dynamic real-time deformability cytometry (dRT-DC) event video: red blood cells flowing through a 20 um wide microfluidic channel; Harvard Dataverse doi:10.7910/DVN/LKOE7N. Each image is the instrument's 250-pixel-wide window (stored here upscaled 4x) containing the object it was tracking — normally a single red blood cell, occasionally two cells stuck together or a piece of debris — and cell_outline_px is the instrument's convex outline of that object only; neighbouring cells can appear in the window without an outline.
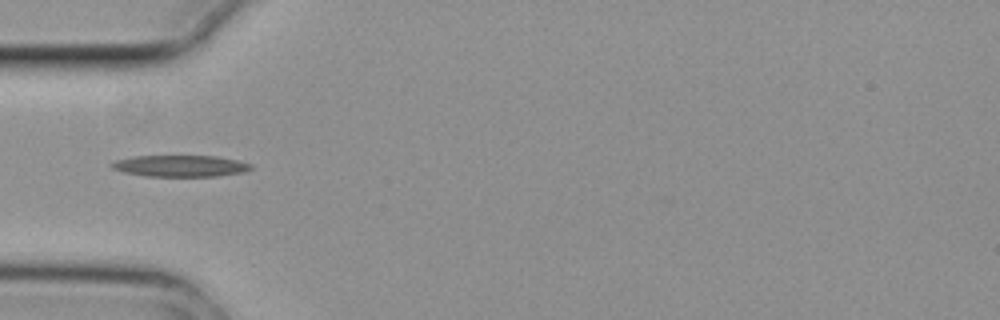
{"species": "common noctule bat (a hibernating species)", "species_latin": "Nyctalus noctula", "temperature_condition": "cold", "stored_images_in_passage": 6, "camera_frame_rate_fps": 3000, "um_per_image_px": 0.085, "animal": {"sex": "female", "body_mass_g": 29.2, "forearm_length_mm": 56.3}, "frame": {"image": 1, "passage_image": 3, "time_ms": 0.667, "image_size_px": [1000, 320], "cell_outline_px": [[252, 168], [244, 172], [216, 176], [144, 176], [124, 172], [112, 168], [112, 164], [116, 160], [132, 156], [216, 156], [236, 160], [252, 164]], "centroid_in_image_um": [15.34, 14.1], "position_along_channel_um": 69.7, "area_um2": 17.28}}
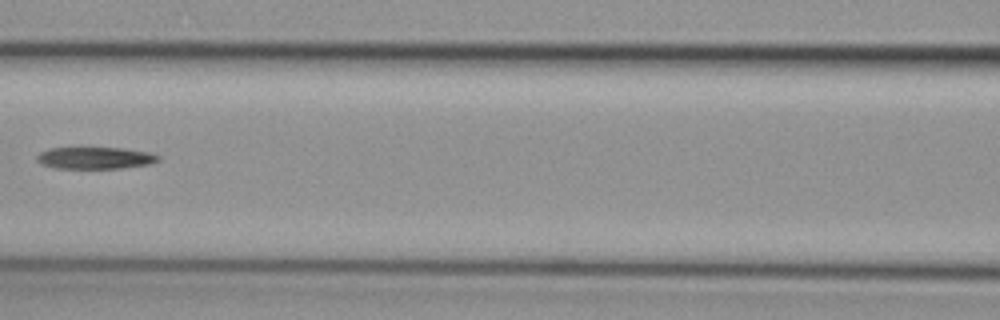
{"frame": {"image": 2, "passage_image": 5, "time_ms": 1.333, "image_size_px": [1000, 320], "cell_outline_px": [[160, 160], [152, 164], [120, 168], [52, 168], [40, 164], [36, 160], [36, 156], [40, 152], [48, 148], [124, 148], [152, 152], [160, 156]], "centroid_in_image_um": [8.1, 13.42], "position_along_channel_um": 158.5, "area_um2": 15.72}}
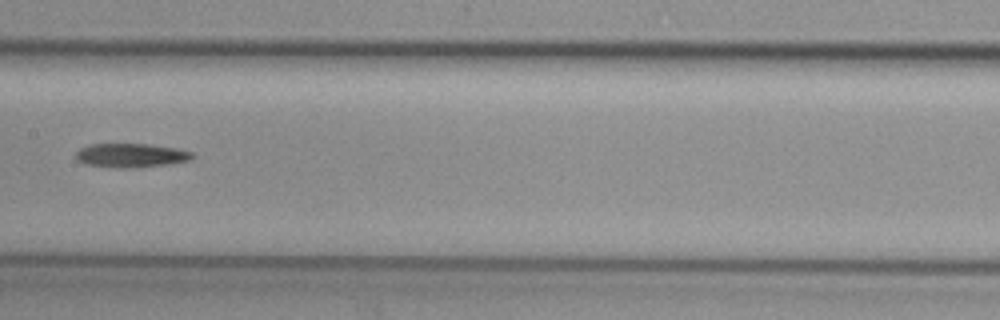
{"frame": {"image": 3, "passage_image": 6, "time_ms": 1.667, "image_size_px": [1000, 320], "cell_outline_px": [[196, 156], [192, 160], [172, 164], [136, 168], [120, 168], [84, 164], [76, 160], [76, 152], [80, 148], [88, 144], [148, 144], [176, 148], [192, 152]], "centroid_in_image_um": [11.17, 13.22], "position_along_channel_um": 196.2, "area_um2": 16.59}}